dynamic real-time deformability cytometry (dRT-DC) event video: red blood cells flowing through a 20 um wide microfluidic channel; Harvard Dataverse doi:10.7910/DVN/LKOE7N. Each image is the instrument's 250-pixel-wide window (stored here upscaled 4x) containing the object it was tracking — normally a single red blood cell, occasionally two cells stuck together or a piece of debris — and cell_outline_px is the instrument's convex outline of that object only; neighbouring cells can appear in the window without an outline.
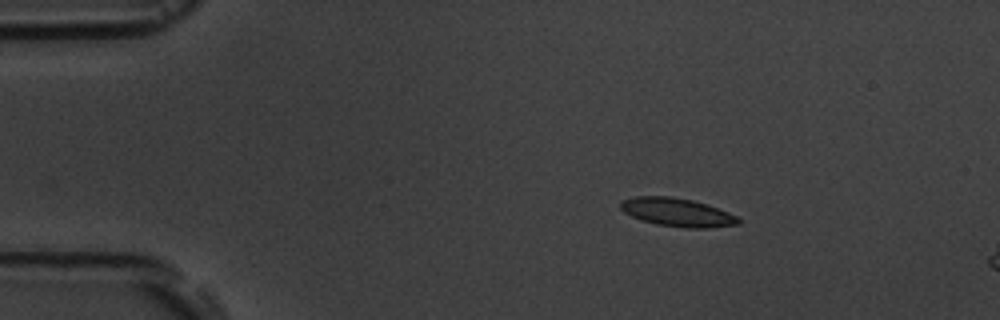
{"species": "common noctule bat (a hibernating species)", "species_latin": "Nyctalus noctula", "temperature_condition": "room temperature", "stored_images_in_passage": 4, "camera_frame_rate_fps": 3000, "um_per_image_px": 0.085, "animal": {"sex": "male", "body_mass_g": 19.5, "forearm_length_mm": 54.6}, "frame": {"image": 1, "passage_image": 2, "time_ms": 1.0, "image_size_px": [1000, 320], "cell_outline_px": [[740, 224], [708, 228], [684, 228], [656, 224], [640, 220], [624, 212], [620, 208], [620, 200], [636, 196], [668, 196], [692, 200], [728, 212], [736, 216], [740, 220]], "centroid_in_image_um": [57.52, 18.05], "position_along_channel_um": 27.5, "area_um2": 19.42}}